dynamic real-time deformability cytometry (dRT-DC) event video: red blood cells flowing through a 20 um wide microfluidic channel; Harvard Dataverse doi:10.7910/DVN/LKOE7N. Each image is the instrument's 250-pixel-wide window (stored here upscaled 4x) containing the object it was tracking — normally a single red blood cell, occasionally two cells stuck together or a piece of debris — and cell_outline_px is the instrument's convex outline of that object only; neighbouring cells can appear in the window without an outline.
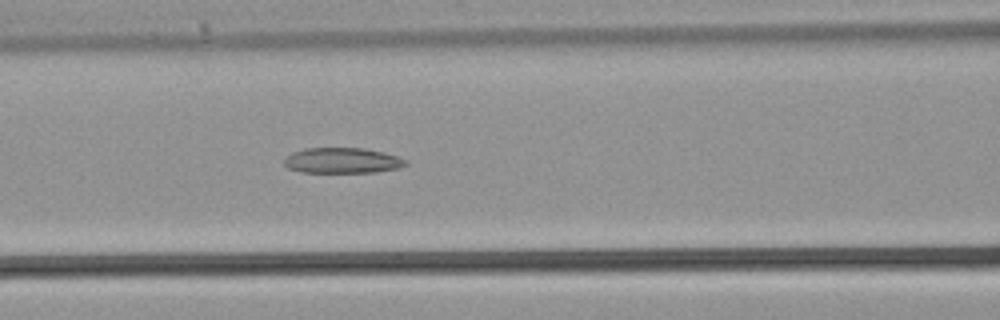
{"species": "common noctule bat (a hibernating species)", "species_latin": "Nyctalus noctula", "temperature_condition": "warm", "stored_images_in_passage": 25, "camera_frame_rate_fps": 3000, "um_per_image_px": 0.085, "animal": {"sex": "male", "body_mass_g": 21.5, "forearm_length_mm": 52.0}, "frame": {"image": 1, "passage_image": 12, "time_ms": 3.667, "image_size_px": [1000, 320], "cell_outline_px": [[400, 164], [392, 168], [364, 172], [312, 172], [292, 168], [300, 152], [316, 148], [356, 148], [376, 152], [388, 156], [396, 160]], "centroid_in_image_um": [29.14, 13.65], "position_along_channel_um": 137.5, "area_um2": 14.97}}
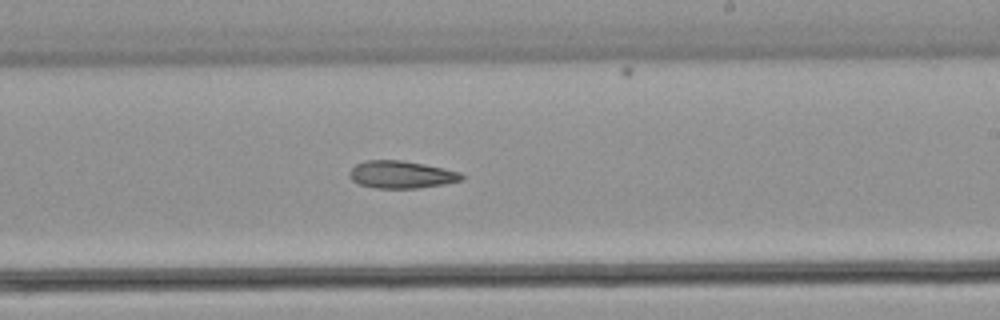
{"frame": {"image": 2, "passage_image": 18, "time_ms": 5.667, "image_size_px": [1000, 320], "cell_outline_px": [[460, 176], [456, 180], [436, 184], [404, 188], [388, 188], [364, 184], [356, 180], [352, 176], [352, 172], [360, 164], [376, 160], [392, 160], [416, 164], [436, 168], [452, 172]], "centroid_in_image_um": [34.02, 14.84], "position_along_channel_um": 255.0, "area_um2": 15.37}}
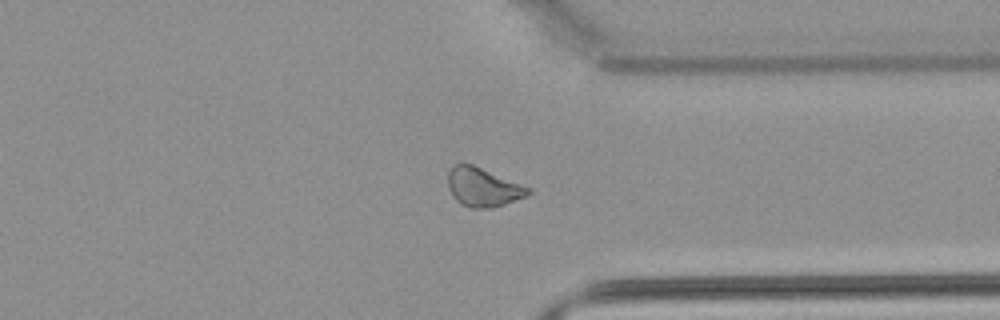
{"frame": {"image": 3, "passage_image": 24, "time_ms": 7.667, "image_size_px": [1000, 320], "cell_outline_px": [[528, 192], [524, 196], [500, 204], [464, 204], [452, 192], [452, 188], [460, 164], [468, 164], [528, 188]], "centroid_in_image_um": [41.18, 15.91], "position_along_channel_um": 370.2, "area_um2": 14.57}}